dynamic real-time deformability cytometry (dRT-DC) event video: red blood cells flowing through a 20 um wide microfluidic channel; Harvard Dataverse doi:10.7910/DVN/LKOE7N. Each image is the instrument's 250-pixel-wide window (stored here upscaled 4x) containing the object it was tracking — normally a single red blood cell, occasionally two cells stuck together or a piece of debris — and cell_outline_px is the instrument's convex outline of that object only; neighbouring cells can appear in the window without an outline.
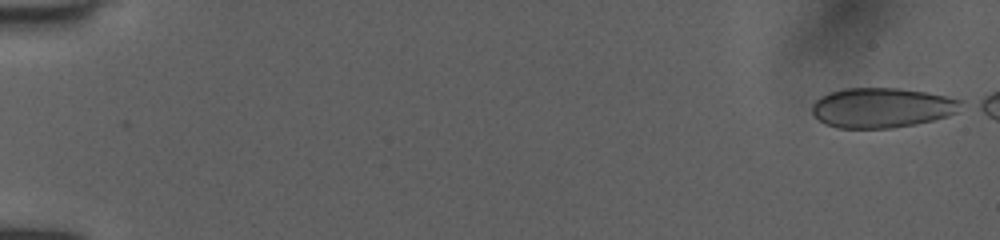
{"species": "human", "species_latin": "Homo sapiens", "temperature_condition": "room temperature", "stored_images_in_passage": 50, "camera_frame_rate_fps": 3000, "um_per_image_px": 0.085, "donor": {"sex": "female"}, "frame": {"image": 1, "passage_image": 2, "time_ms": 0.333, "image_size_px": [1000, 240], "cell_outline_px": [[964, 100], [956, 112], [948, 116], [916, 124], [892, 128], [840, 128], [828, 124], [820, 120], [812, 112], [812, 104], [816, 100], [832, 92], [844, 88], [900, 88], [924, 92]], "centroid_in_image_um": [74.98, 9.16], "position_along_channel_um": 10.0, "area_um2": 34.28}}
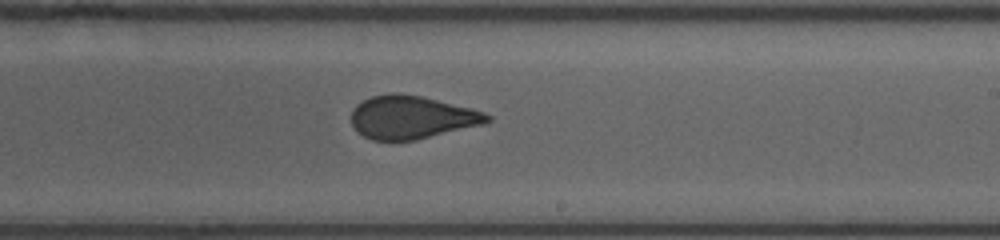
{"frame": {"image": 2, "passage_image": 33, "time_ms": 10.667, "image_size_px": [1000, 240], "cell_outline_px": [[492, 120], [484, 124], [416, 140], [372, 140], [364, 136], [352, 124], [352, 108], [356, 104], [372, 96], [392, 92], [400, 92], [420, 96], [472, 108], [484, 112], [492, 116]], "centroid_in_image_um": [35.01, 9.96], "position_along_channel_um": 254.0, "area_um2": 34.1}}
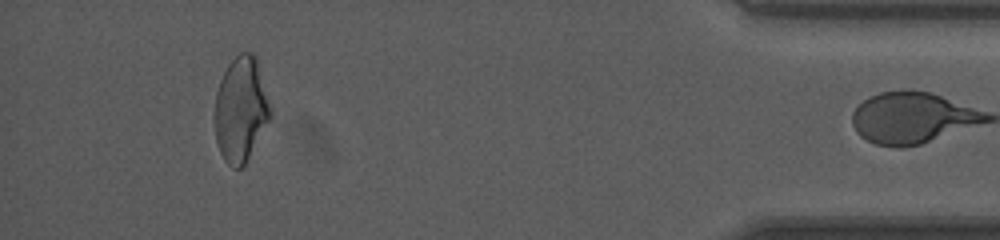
{"frame": {"image": 3, "passage_image": 49, "time_ms": 16.0, "image_size_px": [1000, 240], "cell_outline_px": [[272, 116], [244, 164], [240, 168], [232, 168], [224, 160], [220, 152], [216, 140], [216, 92], [220, 80], [228, 64], [240, 52], [252, 52], [256, 56], [272, 112]], "centroid_in_image_um": [20.48, 9.28], "position_along_channel_um": 414.7, "area_um2": 33.58}}